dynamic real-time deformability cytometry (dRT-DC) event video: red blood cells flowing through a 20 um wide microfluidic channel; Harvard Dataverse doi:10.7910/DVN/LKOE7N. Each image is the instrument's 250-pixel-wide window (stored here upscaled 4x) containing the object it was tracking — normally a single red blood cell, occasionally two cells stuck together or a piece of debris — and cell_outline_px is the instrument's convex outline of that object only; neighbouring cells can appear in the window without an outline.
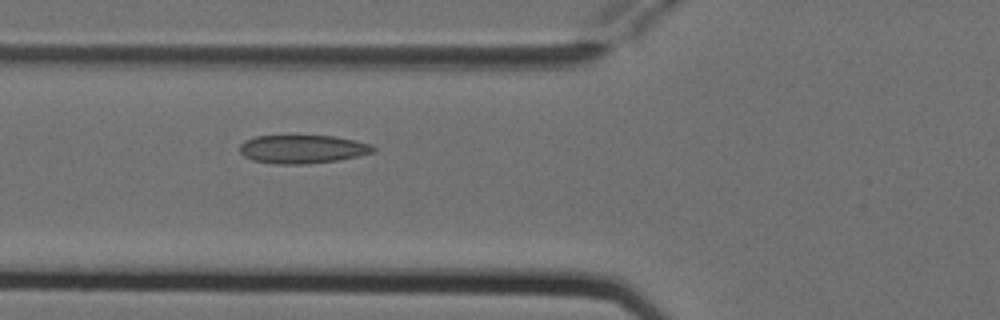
{"species": "Egyptian fruit bat (a non-hibernating species)", "species_latin": "Rousettus aegyptiacus", "temperature_condition": "cold", "stored_images_in_passage": 5, "camera_frame_rate_fps": 3000, "um_per_image_px": 0.085, "animal": {"sex": "female"}, "frame": {"image": 1, "passage_image": 5, "time_ms": 1.333, "image_size_px": [1000, 320], "cell_outline_px": [[376, 152], [360, 156], [336, 160], [300, 164], [276, 164], [252, 160], [244, 156], [240, 152], [240, 144], [244, 140], [256, 136], [332, 136], [356, 140], [368, 144], [376, 148]], "centroid_in_image_um": [25.71, 12.67], "position_along_channel_um": 100.1, "area_um2": 22.02}}